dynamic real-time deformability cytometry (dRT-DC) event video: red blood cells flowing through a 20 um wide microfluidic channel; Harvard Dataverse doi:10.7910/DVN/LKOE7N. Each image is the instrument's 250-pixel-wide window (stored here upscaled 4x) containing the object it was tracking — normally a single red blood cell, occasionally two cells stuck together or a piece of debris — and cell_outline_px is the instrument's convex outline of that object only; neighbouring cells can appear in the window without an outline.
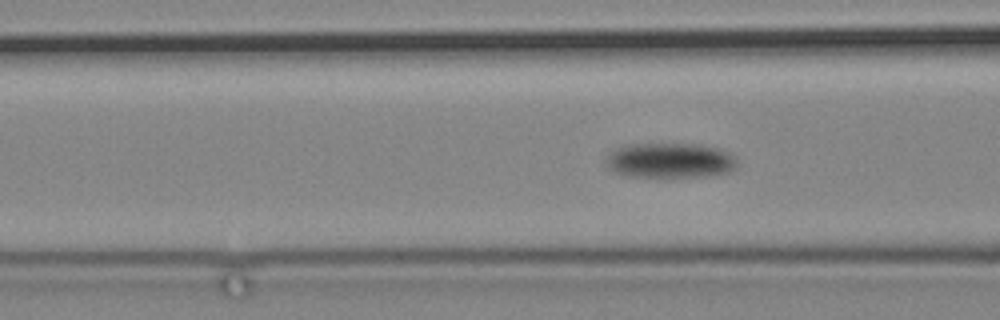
{"species": "common noctule bat (a hibernating species)", "species_latin": "Nyctalus noctula", "temperature_condition": "cold", "stored_images_in_passage": 57, "camera_frame_rate_fps": 3000, "um_per_image_px": 0.085, "animal": {"sex": "male", "body_mass_g": 19.2, "forearm_length_mm": 51.8}, "frame": {"image": 1, "passage_image": 9, "time_ms": 2.667, "image_size_px": [1000, 320], "cell_outline_px": [[736, 168], [728, 172], [704, 176], [628, 176], [616, 172], [608, 168], [604, 164], [604, 156], [608, 152], [624, 144], [700, 144], [720, 148], [732, 152], [736, 160]], "centroid_in_image_um": [56.92, 13.61], "position_along_channel_um": 109.7, "area_um2": 27.11}}
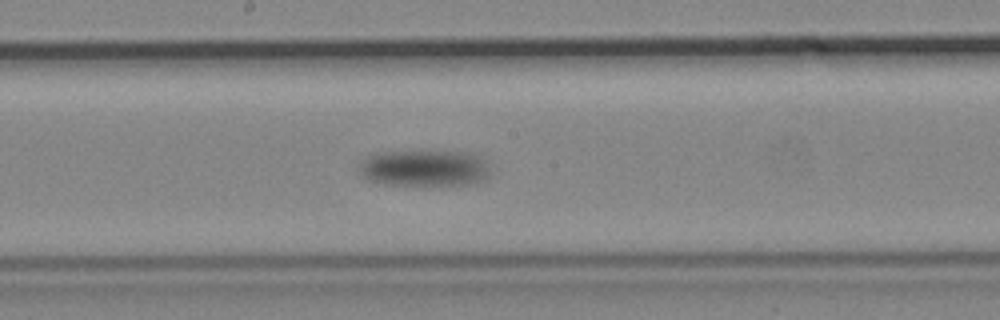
{"frame": {"image": 2, "passage_image": 21, "time_ms": 6.667, "image_size_px": [1000, 320], "cell_outline_px": [[488, 180], [472, 184], [384, 184], [368, 180], [356, 168], [368, 156], [376, 152], [420, 148], [424, 148], [472, 152], [480, 156], [484, 160], [488, 168]], "centroid_in_image_um": [36.08, 14.21], "position_along_channel_um": 212.1, "area_um2": 29.02}}
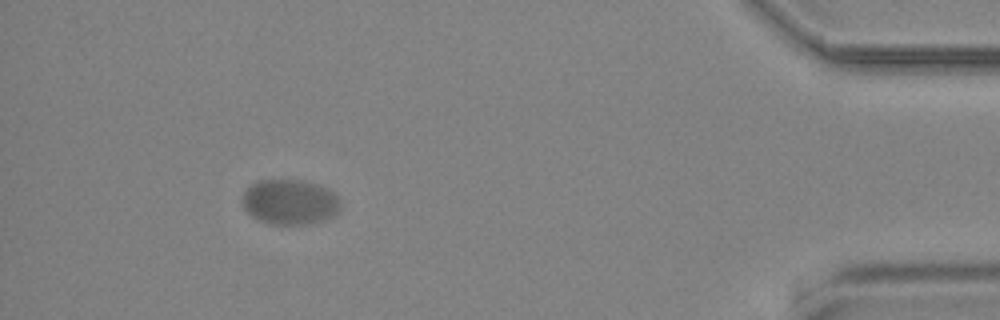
{"frame": {"image": 3, "passage_image": 51, "time_ms": 16.667, "image_size_px": [1000, 320], "cell_outline_px": [[340, 208], [332, 216], [308, 224], [272, 224], [260, 220], [252, 216], [244, 208], [240, 200], [244, 192], [256, 180], [300, 180], [316, 184], [332, 192], [336, 196], [340, 204]], "centroid_in_image_um": [24.58, 17.16], "position_along_channel_um": 410.6, "area_um2": 25.49}}